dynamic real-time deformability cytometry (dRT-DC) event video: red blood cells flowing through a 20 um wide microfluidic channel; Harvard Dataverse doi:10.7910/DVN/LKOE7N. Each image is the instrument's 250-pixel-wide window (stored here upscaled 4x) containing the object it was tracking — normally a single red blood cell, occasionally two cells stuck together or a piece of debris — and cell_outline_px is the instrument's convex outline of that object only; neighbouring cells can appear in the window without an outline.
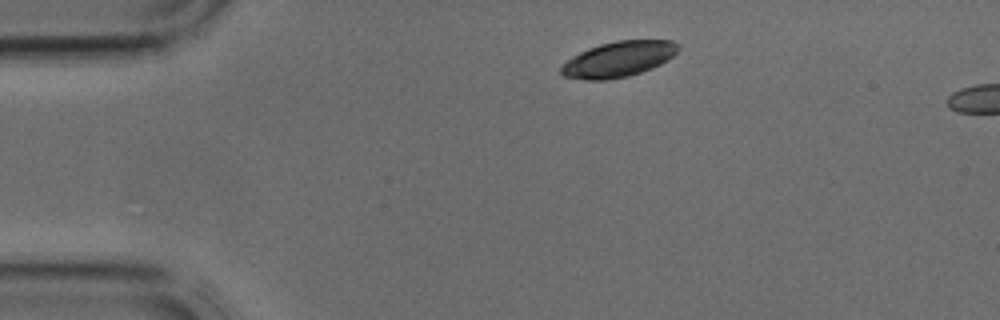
{"species": "common noctule bat (a hibernating species)", "species_latin": "Nyctalus noctula", "temperature_condition": "cold", "stored_images_in_passage": 2, "camera_frame_rate_fps": 3000, "um_per_image_px": 0.085, "animal": {"sex": "male", "body_mass_g": 17.9, "forearm_length_mm": 54.2}, "frame": {"image": 1, "passage_image": 1, "time_ms": 0.0, "image_size_px": [1000, 320], "cell_outline_px": [[680, 48], [668, 60], [652, 68], [628, 76], [604, 80], [584, 80], [564, 76], [560, 72], [560, 68], [572, 56], [588, 48], [600, 44], [616, 40], [672, 40], [680, 44]], "centroid_in_image_um": [52.59, 5.02], "position_along_channel_um": 32.4, "area_um2": 24.22}}